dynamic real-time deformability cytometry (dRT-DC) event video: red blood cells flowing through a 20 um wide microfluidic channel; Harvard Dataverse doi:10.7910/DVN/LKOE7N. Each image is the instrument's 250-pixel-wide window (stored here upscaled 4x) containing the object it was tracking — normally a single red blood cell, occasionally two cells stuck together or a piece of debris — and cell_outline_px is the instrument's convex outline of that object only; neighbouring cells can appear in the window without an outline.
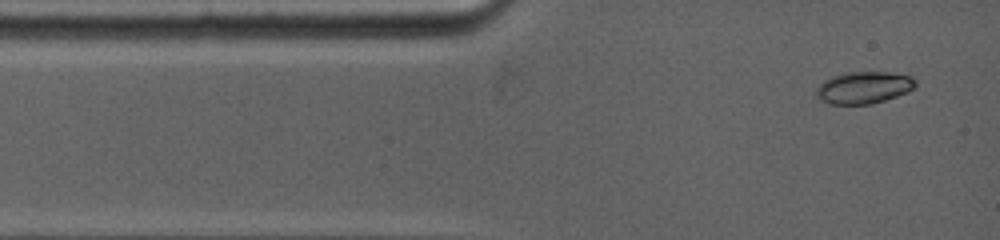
{"species": "common noctule bat (a hibernating species)", "species_latin": "Nyctalus noctula", "temperature_condition": "warm", "stored_images_in_passage": 6, "camera_frame_rate_fps": 5000, "um_per_image_px": 0.085, "animal": {"sex": "female", "body_mass_g": 19.0, "forearm_length_mm": 53.3}, "frame": {"image": 1, "passage_image": 1, "time_ms": 0.0, "image_size_px": [1000, 240], "cell_outline_px": [[916, 84], [908, 92], [884, 100], [868, 104], [832, 104], [816, 96], [816, 88], [824, 80], [832, 76], [844, 72], [892, 72], [912, 76], [916, 80]], "centroid_in_image_um": [73.43, 7.42], "position_along_channel_um": 11.6, "area_um2": 18.44}}
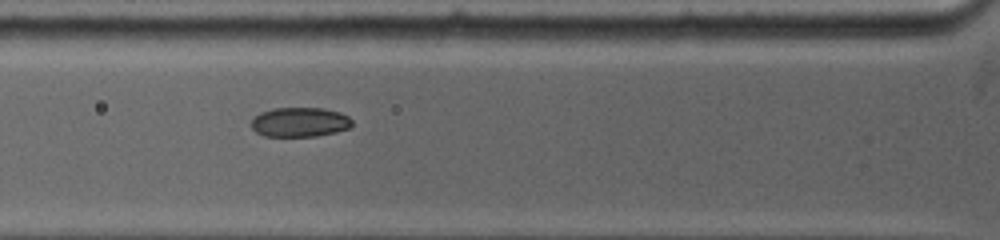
{"frame": {"image": 2, "passage_image": 5, "time_ms": 3.2, "image_size_px": [1000, 240], "cell_outline_px": [[352, 124], [348, 128], [336, 132], [316, 136], [264, 136], [256, 132], [252, 128], [252, 120], [260, 112], [272, 108], [324, 108], [340, 112], [348, 116], [352, 120]], "centroid_in_image_um": [25.49, 10.37], "position_along_channel_um": 100.3, "area_um2": 17.34}}
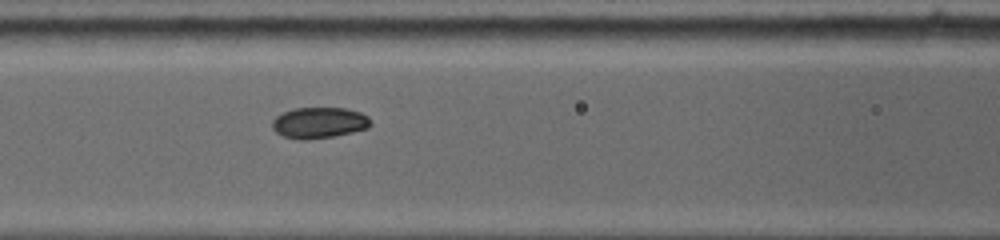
{"frame": {"image": 3, "passage_image": 6, "time_ms": 4.2, "image_size_px": [1000, 240], "cell_outline_px": [[372, 124], [368, 128], [352, 132], [332, 136], [308, 140], [300, 140], [284, 136], [276, 132], [272, 128], [272, 120], [276, 116], [292, 108], [348, 108], [360, 112], [368, 116]], "centroid_in_image_um": [27.13, 10.43], "position_along_channel_um": 139.5, "area_um2": 17.86}}